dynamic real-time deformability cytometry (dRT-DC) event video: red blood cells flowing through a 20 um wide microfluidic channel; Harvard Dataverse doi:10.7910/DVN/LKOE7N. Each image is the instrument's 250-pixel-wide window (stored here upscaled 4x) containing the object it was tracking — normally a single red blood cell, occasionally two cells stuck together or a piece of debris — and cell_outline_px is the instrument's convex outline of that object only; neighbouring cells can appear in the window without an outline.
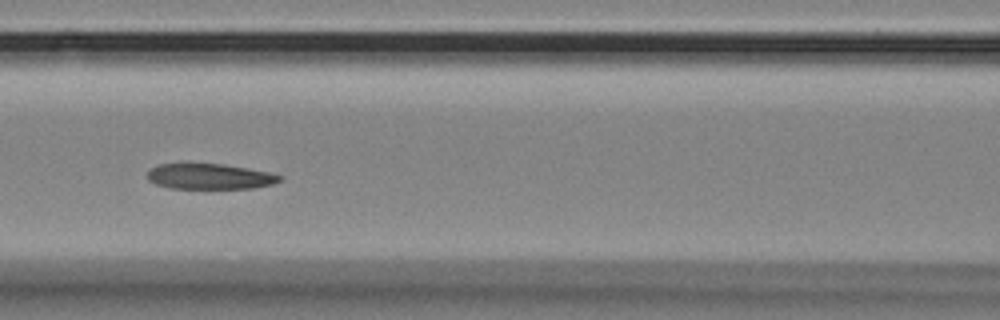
{"species": "Egyptian fruit bat (a non-hibernating species)", "species_latin": "Rousettus aegyptiacus", "temperature_condition": "room temperature", "stored_images_in_passage": 11, "camera_frame_rate_fps": 3000, "um_per_image_px": 0.085, "animal": {"sex": "female"}, "frame": {"image": 1, "passage_image": 7, "time_ms": 8.333, "image_size_px": [1000, 320], "cell_outline_px": [[284, 180], [272, 184], [252, 188], [168, 188], [156, 184], [148, 180], [148, 172], [152, 168], [160, 164], [184, 160], [224, 164], [248, 168], [268, 172], [284, 176]], "centroid_in_image_um": [17.79, 14.95], "position_along_channel_um": 148.8, "area_um2": 20.52}}
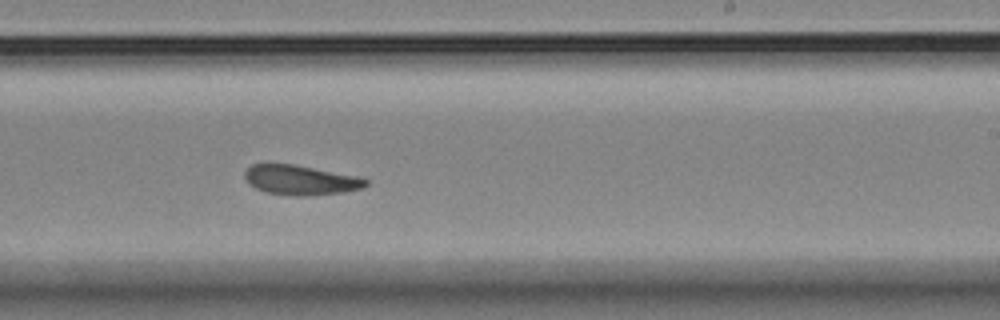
{"frame": {"image": 2, "passage_image": 10, "time_ms": 11.667, "image_size_px": [1000, 320], "cell_outline_px": [[368, 184], [360, 188], [344, 192], [304, 196], [288, 196], [264, 192], [248, 184], [244, 176], [244, 172], [252, 164], [292, 164], [356, 176], [368, 180]], "centroid_in_image_um": [25.49, 15.32], "position_along_channel_um": 263.5, "area_um2": 20.87}}
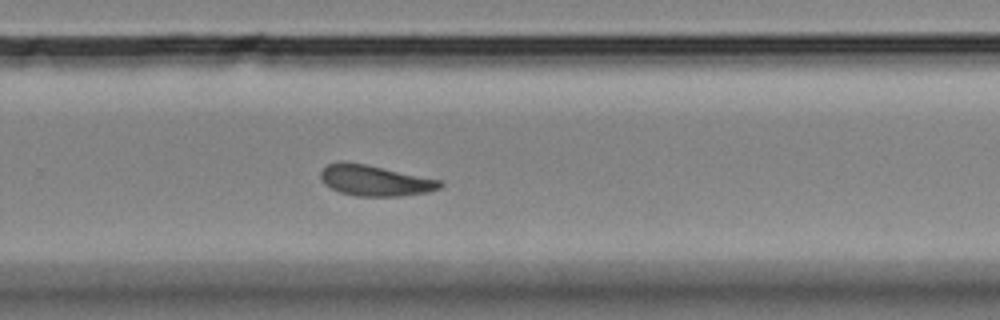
{"frame": {"image": 3, "passage_image": 11, "time_ms": 12.667, "image_size_px": [1000, 320], "cell_outline_px": [[444, 184], [440, 188], [428, 192], [400, 196], [356, 196], [340, 192], [324, 184], [320, 176], [320, 172], [328, 164], [340, 160], [344, 160], [444, 180]], "centroid_in_image_um": [31.89, 15.33], "position_along_channel_um": 297.9, "area_um2": 21.56}}